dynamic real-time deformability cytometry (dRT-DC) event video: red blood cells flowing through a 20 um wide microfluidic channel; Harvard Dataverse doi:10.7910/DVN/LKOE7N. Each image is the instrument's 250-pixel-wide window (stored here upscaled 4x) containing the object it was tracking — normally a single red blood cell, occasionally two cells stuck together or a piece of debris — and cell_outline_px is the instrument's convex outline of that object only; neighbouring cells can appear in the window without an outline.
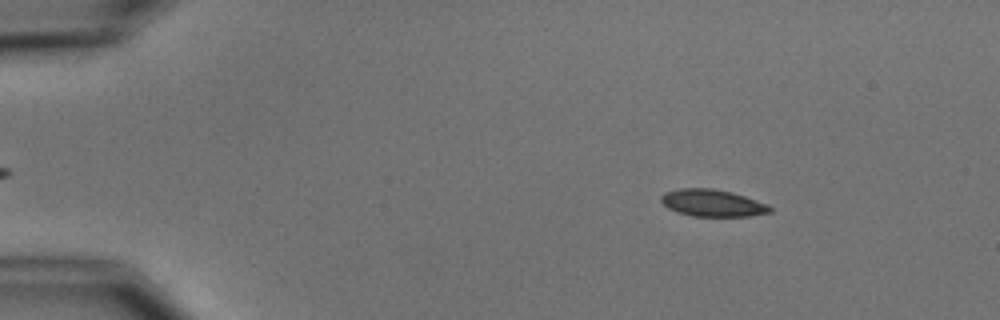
{"species": "common noctule bat (a hibernating species)", "species_latin": "Nyctalus noctula", "temperature_condition": "cold", "stored_images_in_passage": 4, "camera_frame_rate_fps": 3000, "um_per_image_px": 0.085, "animal": {"sex": "male", "body_mass_g": 15.6}, "frame": {"image": 1, "passage_image": 2, "time_ms": 1.333, "image_size_px": [1000, 320], "cell_outline_px": [[772, 212], [748, 216], [692, 216], [668, 208], [660, 200], [660, 196], [664, 192], [680, 188], [712, 188], [732, 192], [744, 196], [764, 204], [772, 208]], "centroid_in_image_um": [60.51, 17.25], "position_along_channel_um": 24.5, "area_um2": 16.94}}